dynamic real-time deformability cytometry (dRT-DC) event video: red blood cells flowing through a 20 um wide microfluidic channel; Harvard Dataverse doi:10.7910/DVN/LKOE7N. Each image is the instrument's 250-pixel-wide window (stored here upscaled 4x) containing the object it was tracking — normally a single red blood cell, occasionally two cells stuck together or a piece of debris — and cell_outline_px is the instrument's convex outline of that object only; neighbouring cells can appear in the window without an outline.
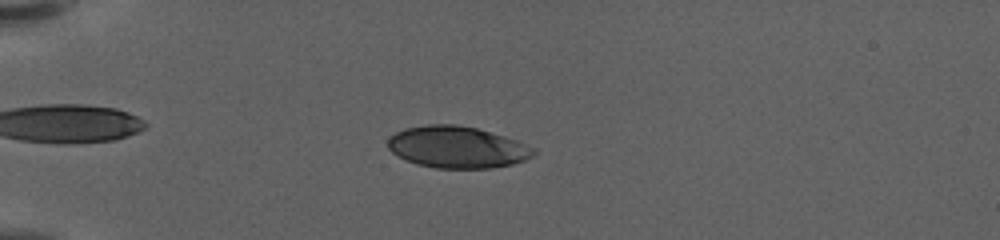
{"species": "human", "species_latin": "Homo sapiens", "temperature_condition": "warm", "stored_images_in_passage": 59, "camera_frame_rate_fps": 3000, "um_per_image_px": 0.085, "donor": {"sex": "female"}, "frame": {"image": 1, "passage_image": 17, "time_ms": 5.333, "image_size_px": [1000, 240], "cell_outline_px": [[536, 152], [532, 156], [524, 160], [512, 164], [492, 168], [436, 168], [416, 164], [392, 152], [388, 148], [388, 140], [396, 132], [404, 128], [428, 124], [456, 124], [476, 128], [504, 136], [516, 140], [536, 148]], "centroid_in_image_um": [38.87, 12.5], "position_along_channel_um": 46.1, "area_um2": 35.32}}
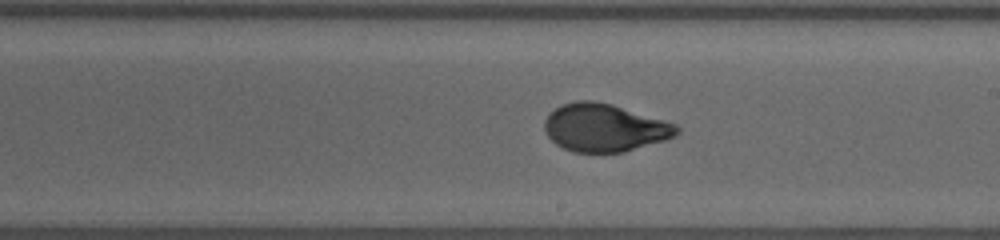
{"frame": {"image": 2, "passage_image": 36, "time_ms": 11.667, "image_size_px": [1000, 240], "cell_outline_px": [[680, 132], [676, 136], [664, 140], [624, 152], [572, 152], [556, 144], [544, 132], [544, 120], [548, 112], [560, 104], [576, 100], [592, 100], [612, 104], [664, 120], [676, 124], [680, 128]], "centroid_in_image_um": [51.35, 10.84], "position_along_channel_um": 237.6, "area_um2": 37.11}}
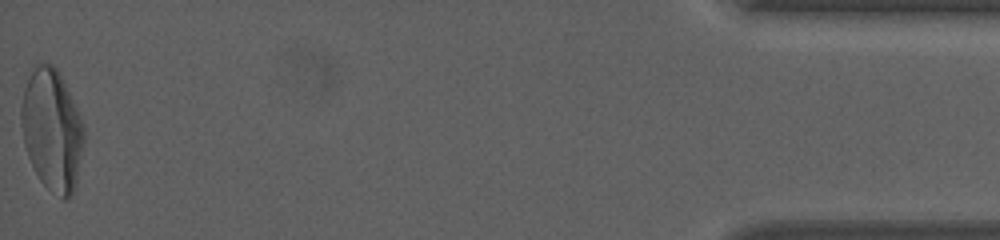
{"frame": {"image": 3, "passage_image": 59, "time_ms": 19.333, "image_size_px": [1000, 240], "cell_outline_px": [[84, 144], [76, 184], [72, 196], [64, 200], [48, 188], [40, 180], [28, 156], [24, 144], [20, 124], [20, 108], [24, 88], [36, 64], [52, 64], [56, 68], [76, 108], [84, 128]], "centroid_in_image_um": [4.41, 11.09], "position_along_channel_um": 430.8, "area_um2": 43.99}, "authors_computed_cell_mechanics": {"area_um2": 36.8186, "velocity_mm_per_s": 3.6076, "shape_relaxation_time_tau1_ms": 5.825, "shape_relaxation_time_tau2_ms": null, "deformation_change_tau1": 0.2168, "deformation_change_tau2": null}}